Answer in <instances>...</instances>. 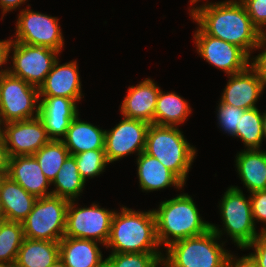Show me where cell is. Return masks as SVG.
I'll return each instance as SVG.
<instances>
[{
    "label": "cell",
    "mask_w": 266,
    "mask_h": 267,
    "mask_svg": "<svg viewBox=\"0 0 266 267\" xmlns=\"http://www.w3.org/2000/svg\"><path fill=\"white\" fill-rule=\"evenodd\" d=\"M263 113L257 108L245 110L237 127L236 138H240L245 150L261 149L263 142Z\"/></svg>",
    "instance_id": "cell-29"
},
{
    "label": "cell",
    "mask_w": 266,
    "mask_h": 267,
    "mask_svg": "<svg viewBox=\"0 0 266 267\" xmlns=\"http://www.w3.org/2000/svg\"><path fill=\"white\" fill-rule=\"evenodd\" d=\"M11 45V38L7 40H0V78L8 73L9 68H1L4 67V64H8V59L11 57L9 50Z\"/></svg>",
    "instance_id": "cell-39"
},
{
    "label": "cell",
    "mask_w": 266,
    "mask_h": 267,
    "mask_svg": "<svg viewBox=\"0 0 266 267\" xmlns=\"http://www.w3.org/2000/svg\"><path fill=\"white\" fill-rule=\"evenodd\" d=\"M68 204V200L54 195L37 198L22 222L24 237L59 242L65 235Z\"/></svg>",
    "instance_id": "cell-7"
},
{
    "label": "cell",
    "mask_w": 266,
    "mask_h": 267,
    "mask_svg": "<svg viewBox=\"0 0 266 267\" xmlns=\"http://www.w3.org/2000/svg\"><path fill=\"white\" fill-rule=\"evenodd\" d=\"M227 77L229 80L220 101L243 110L257 108L256 103L266 88L257 73L249 66L244 71Z\"/></svg>",
    "instance_id": "cell-15"
},
{
    "label": "cell",
    "mask_w": 266,
    "mask_h": 267,
    "mask_svg": "<svg viewBox=\"0 0 266 267\" xmlns=\"http://www.w3.org/2000/svg\"><path fill=\"white\" fill-rule=\"evenodd\" d=\"M6 267H18L16 264L6 265Z\"/></svg>",
    "instance_id": "cell-49"
},
{
    "label": "cell",
    "mask_w": 266,
    "mask_h": 267,
    "mask_svg": "<svg viewBox=\"0 0 266 267\" xmlns=\"http://www.w3.org/2000/svg\"><path fill=\"white\" fill-rule=\"evenodd\" d=\"M219 239L209 229L201 235L176 241L165 248L162 263L166 267H226L230 252Z\"/></svg>",
    "instance_id": "cell-5"
},
{
    "label": "cell",
    "mask_w": 266,
    "mask_h": 267,
    "mask_svg": "<svg viewBox=\"0 0 266 267\" xmlns=\"http://www.w3.org/2000/svg\"><path fill=\"white\" fill-rule=\"evenodd\" d=\"M189 103L175 91L165 92L160 89L154 113V124L178 127L187 121L192 113Z\"/></svg>",
    "instance_id": "cell-25"
},
{
    "label": "cell",
    "mask_w": 266,
    "mask_h": 267,
    "mask_svg": "<svg viewBox=\"0 0 266 267\" xmlns=\"http://www.w3.org/2000/svg\"><path fill=\"white\" fill-rule=\"evenodd\" d=\"M4 214H3V209H2V205H1V201H0V221L4 220Z\"/></svg>",
    "instance_id": "cell-46"
},
{
    "label": "cell",
    "mask_w": 266,
    "mask_h": 267,
    "mask_svg": "<svg viewBox=\"0 0 266 267\" xmlns=\"http://www.w3.org/2000/svg\"><path fill=\"white\" fill-rule=\"evenodd\" d=\"M24 7L16 21L15 39L11 41L28 45L47 46L58 52L64 47V37L59 25V19Z\"/></svg>",
    "instance_id": "cell-11"
},
{
    "label": "cell",
    "mask_w": 266,
    "mask_h": 267,
    "mask_svg": "<svg viewBox=\"0 0 266 267\" xmlns=\"http://www.w3.org/2000/svg\"><path fill=\"white\" fill-rule=\"evenodd\" d=\"M219 104L217 106V119L220 128L234 137L236 135L237 127H239L240 118L243 116V112L245 110L234 107L232 105H227L218 101Z\"/></svg>",
    "instance_id": "cell-33"
},
{
    "label": "cell",
    "mask_w": 266,
    "mask_h": 267,
    "mask_svg": "<svg viewBox=\"0 0 266 267\" xmlns=\"http://www.w3.org/2000/svg\"><path fill=\"white\" fill-rule=\"evenodd\" d=\"M100 267H111L106 261Z\"/></svg>",
    "instance_id": "cell-48"
},
{
    "label": "cell",
    "mask_w": 266,
    "mask_h": 267,
    "mask_svg": "<svg viewBox=\"0 0 266 267\" xmlns=\"http://www.w3.org/2000/svg\"><path fill=\"white\" fill-rule=\"evenodd\" d=\"M98 243L64 236L59 241V257L66 267H100L106 260Z\"/></svg>",
    "instance_id": "cell-21"
},
{
    "label": "cell",
    "mask_w": 266,
    "mask_h": 267,
    "mask_svg": "<svg viewBox=\"0 0 266 267\" xmlns=\"http://www.w3.org/2000/svg\"><path fill=\"white\" fill-rule=\"evenodd\" d=\"M115 211L105 248L111 253H162L153 210L135 211L122 206ZM162 251V252H161Z\"/></svg>",
    "instance_id": "cell-2"
},
{
    "label": "cell",
    "mask_w": 266,
    "mask_h": 267,
    "mask_svg": "<svg viewBox=\"0 0 266 267\" xmlns=\"http://www.w3.org/2000/svg\"><path fill=\"white\" fill-rule=\"evenodd\" d=\"M156 219V234L160 246L189 237L198 236L210 229V223L203 220L192 196L180 193L176 197L160 202L153 209Z\"/></svg>",
    "instance_id": "cell-3"
},
{
    "label": "cell",
    "mask_w": 266,
    "mask_h": 267,
    "mask_svg": "<svg viewBox=\"0 0 266 267\" xmlns=\"http://www.w3.org/2000/svg\"><path fill=\"white\" fill-rule=\"evenodd\" d=\"M263 50L255 57L250 58V67L257 73L259 79L266 86V35L261 34L258 43L256 44L255 50Z\"/></svg>",
    "instance_id": "cell-36"
},
{
    "label": "cell",
    "mask_w": 266,
    "mask_h": 267,
    "mask_svg": "<svg viewBox=\"0 0 266 267\" xmlns=\"http://www.w3.org/2000/svg\"><path fill=\"white\" fill-rule=\"evenodd\" d=\"M76 60L60 65L59 58L38 88L39 97H66L76 102L83 97Z\"/></svg>",
    "instance_id": "cell-16"
},
{
    "label": "cell",
    "mask_w": 266,
    "mask_h": 267,
    "mask_svg": "<svg viewBox=\"0 0 266 267\" xmlns=\"http://www.w3.org/2000/svg\"><path fill=\"white\" fill-rule=\"evenodd\" d=\"M185 138L179 127L150 124L144 152L157 158L184 184L197 156V149Z\"/></svg>",
    "instance_id": "cell-4"
},
{
    "label": "cell",
    "mask_w": 266,
    "mask_h": 267,
    "mask_svg": "<svg viewBox=\"0 0 266 267\" xmlns=\"http://www.w3.org/2000/svg\"><path fill=\"white\" fill-rule=\"evenodd\" d=\"M11 51L12 65L8 67V72L38 88L51 71L60 53L47 46L28 45L15 41H11L9 53Z\"/></svg>",
    "instance_id": "cell-10"
},
{
    "label": "cell",
    "mask_w": 266,
    "mask_h": 267,
    "mask_svg": "<svg viewBox=\"0 0 266 267\" xmlns=\"http://www.w3.org/2000/svg\"><path fill=\"white\" fill-rule=\"evenodd\" d=\"M62 141L70 155L88 150L104 149L105 129L98 128L90 122L82 121L78 114L72 120Z\"/></svg>",
    "instance_id": "cell-24"
},
{
    "label": "cell",
    "mask_w": 266,
    "mask_h": 267,
    "mask_svg": "<svg viewBox=\"0 0 266 267\" xmlns=\"http://www.w3.org/2000/svg\"><path fill=\"white\" fill-rule=\"evenodd\" d=\"M137 176L142 192H153L167 187L182 190L184 183L157 158L144 151L136 158Z\"/></svg>",
    "instance_id": "cell-20"
},
{
    "label": "cell",
    "mask_w": 266,
    "mask_h": 267,
    "mask_svg": "<svg viewBox=\"0 0 266 267\" xmlns=\"http://www.w3.org/2000/svg\"><path fill=\"white\" fill-rule=\"evenodd\" d=\"M36 199L9 176L3 180L0 201L5 220L22 223L32 211Z\"/></svg>",
    "instance_id": "cell-23"
},
{
    "label": "cell",
    "mask_w": 266,
    "mask_h": 267,
    "mask_svg": "<svg viewBox=\"0 0 266 267\" xmlns=\"http://www.w3.org/2000/svg\"><path fill=\"white\" fill-rule=\"evenodd\" d=\"M59 258V242L24 238L15 264L18 267H49Z\"/></svg>",
    "instance_id": "cell-26"
},
{
    "label": "cell",
    "mask_w": 266,
    "mask_h": 267,
    "mask_svg": "<svg viewBox=\"0 0 266 267\" xmlns=\"http://www.w3.org/2000/svg\"><path fill=\"white\" fill-rule=\"evenodd\" d=\"M240 1L245 6L253 25L261 32V34H264L266 32V0Z\"/></svg>",
    "instance_id": "cell-34"
},
{
    "label": "cell",
    "mask_w": 266,
    "mask_h": 267,
    "mask_svg": "<svg viewBox=\"0 0 266 267\" xmlns=\"http://www.w3.org/2000/svg\"><path fill=\"white\" fill-rule=\"evenodd\" d=\"M238 186H230L219 202V211L224 228L210 223V229L220 238L223 234L230 237L239 249L244 250L259 235L257 232L250 197H245ZM224 229V230H223Z\"/></svg>",
    "instance_id": "cell-6"
},
{
    "label": "cell",
    "mask_w": 266,
    "mask_h": 267,
    "mask_svg": "<svg viewBox=\"0 0 266 267\" xmlns=\"http://www.w3.org/2000/svg\"><path fill=\"white\" fill-rule=\"evenodd\" d=\"M7 176L36 198L52 195V190L48 189L51 182L43 174L34 155L11 157Z\"/></svg>",
    "instance_id": "cell-19"
},
{
    "label": "cell",
    "mask_w": 266,
    "mask_h": 267,
    "mask_svg": "<svg viewBox=\"0 0 266 267\" xmlns=\"http://www.w3.org/2000/svg\"><path fill=\"white\" fill-rule=\"evenodd\" d=\"M39 92L9 72L0 78V119L5 123L38 117Z\"/></svg>",
    "instance_id": "cell-8"
},
{
    "label": "cell",
    "mask_w": 266,
    "mask_h": 267,
    "mask_svg": "<svg viewBox=\"0 0 266 267\" xmlns=\"http://www.w3.org/2000/svg\"><path fill=\"white\" fill-rule=\"evenodd\" d=\"M160 89L150 78L140 81L136 86H129L128 94L120 106L121 115L154 124V113Z\"/></svg>",
    "instance_id": "cell-18"
},
{
    "label": "cell",
    "mask_w": 266,
    "mask_h": 267,
    "mask_svg": "<svg viewBox=\"0 0 266 267\" xmlns=\"http://www.w3.org/2000/svg\"><path fill=\"white\" fill-rule=\"evenodd\" d=\"M3 139L10 158L34 155L51 140L39 117L5 123Z\"/></svg>",
    "instance_id": "cell-14"
},
{
    "label": "cell",
    "mask_w": 266,
    "mask_h": 267,
    "mask_svg": "<svg viewBox=\"0 0 266 267\" xmlns=\"http://www.w3.org/2000/svg\"><path fill=\"white\" fill-rule=\"evenodd\" d=\"M112 129L105 130V147L107 161L112 163L136 153L138 156L145 150L147 122L122 116Z\"/></svg>",
    "instance_id": "cell-13"
},
{
    "label": "cell",
    "mask_w": 266,
    "mask_h": 267,
    "mask_svg": "<svg viewBox=\"0 0 266 267\" xmlns=\"http://www.w3.org/2000/svg\"><path fill=\"white\" fill-rule=\"evenodd\" d=\"M24 238L22 223L5 219L0 221V264H15Z\"/></svg>",
    "instance_id": "cell-28"
},
{
    "label": "cell",
    "mask_w": 266,
    "mask_h": 267,
    "mask_svg": "<svg viewBox=\"0 0 266 267\" xmlns=\"http://www.w3.org/2000/svg\"><path fill=\"white\" fill-rule=\"evenodd\" d=\"M262 131H263V139L266 141V111L263 112Z\"/></svg>",
    "instance_id": "cell-42"
},
{
    "label": "cell",
    "mask_w": 266,
    "mask_h": 267,
    "mask_svg": "<svg viewBox=\"0 0 266 267\" xmlns=\"http://www.w3.org/2000/svg\"><path fill=\"white\" fill-rule=\"evenodd\" d=\"M189 15L207 34L243 49L250 57L261 32L253 25L240 0H225L192 6Z\"/></svg>",
    "instance_id": "cell-1"
},
{
    "label": "cell",
    "mask_w": 266,
    "mask_h": 267,
    "mask_svg": "<svg viewBox=\"0 0 266 267\" xmlns=\"http://www.w3.org/2000/svg\"><path fill=\"white\" fill-rule=\"evenodd\" d=\"M161 267H166L163 263L160 264Z\"/></svg>",
    "instance_id": "cell-50"
},
{
    "label": "cell",
    "mask_w": 266,
    "mask_h": 267,
    "mask_svg": "<svg viewBox=\"0 0 266 267\" xmlns=\"http://www.w3.org/2000/svg\"><path fill=\"white\" fill-rule=\"evenodd\" d=\"M70 155L62 140H50L35 154L43 174L52 182Z\"/></svg>",
    "instance_id": "cell-30"
},
{
    "label": "cell",
    "mask_w": 266,
    "mask_h": 267,
    "mask_svg": "<svg viewBox=\"0 0 266 267\" xmlns=\"http://www.w3.org/2000/svg\"><path fill=\"white\" fill-rule=\"evenodd\" d=\"M249 197L255 225L257 222L263 223L260 231H266V190L250 193Z\"/></svg>",
    "instance_id": "cell-35"
},
{
    "label": "cell",
    "mask_w": 266,
    "mask_h": 267,
    "mask_svg": "<svg viewBox=\"0 0 266 267\" xmlns=\"http://www.w3.org/2000/svg\"><path fill=\"white\" fill-rule=\"evenodd\" d=\"M73 156L77 162L78 171L85 181L105 172L109 164L104 149L88 150Z\"/></svg>",
    "instance_id": "cell-31"
},
{
    "label": "cell",
    "mask_w": 266,
    "mask_h": 267,
    "mask_svg": "<svg viewBox=\"0 0 266 267\" xmlns=\"http://www.w3.org/2000/svg\"><path fill=\"white\" fill-rule=\"evenodd\" d=\"M49 267H66L63 260L59 257L57 260Z\"/></svg>",
    "instance_id": "cell-43"
},
{
    "label": "cell",
    "mask_w": 266,
    "mask_h": 267,
    "mask_svg": "<svg viewBox=\"0 0 266 267\" xmlns=\"http://www.w3.org/2000/svg\"><path fill=\"white\" fill-rule=\"evenodd\" d=\"M193 36L197 54L227 75L240 73L250 66L251 57L238 46L207 35L199 26Z\"/></svg>",
    "instance_id": "cell-12"
},
{
    "label": "cell",
    "mask_w": 266,
    "mask_h": 267,
    "mask_svg": "<svg viewBox=\"0 0 266 267\" xmlns=\"http://www.w3.org/2000/svg\"><path fill=\"white\" fill-rule=\"evenodd\" d=\"M226 267H258V265L249 254L247 256L243 255L242 257H237L230 253Z\"/></svg>",
    "instance_id": "cell-38"
},
{
    "label": "cell",
    "mask_w": 266,
    "mask_h": 267,
    "mask_svg": "<svg viewBox=\"0 0 266 267\" xmlns=\"http://www.w3.org/2000/svg\"><path fill=\"white\" fill-rule=\"evenodd\" d=\"M3 134H4V123L0 119V141L3 140Z\"/></svg>",
    "instance_id": "cell-44"
},
{
    "label": "cell",
    "mask_w": 266,
    "mask_h": 267,
    "mask_svg": "<svg viewBox=\"0 0 266 267\" xmlns=\"http://www.w3.org/2000/svg\"><path fill=\"white\" fill-rule=\"evenodd\" d=\"M7 173H8V171H0V188H1V184H2L3 180L7 176Z\"/></svg>",
    "instance_id": "cell-45"
},
{
    "label": "cell",
    "mask_w": 266,
    "mask_h": 267,
    "mask_svg": "<svg viewBox=\"0 0 266 267\" xmlns=\"http://www.w3.org/2000/svg\"><path fill=\"white\" fill-rule=\"evenodd\" d=\"M85 183L86 181L78 171L74 156L69 155L51 182V185L55 187L54 190L52 189V195L74 201L83 193Z\"/></svg>",
    "instance_id": "cell-27"
},
{
    "label": "cell",
    "mask_w": 266,
    "mask_h": 267,
    "mask_svg": "<svg viewBox=\"0 0 266 267\" xmlns=\"http://www.w3.org/2000/svg\"><path fill=\"white\" fill-rule=\"evenodd\" d=\"M235 158L237 173L249 193L266 190V150L244 149Z\"/></svg>",
    "instance_id": "cell-22"
},
{
    "label": "cell",
    "mask_w": 266,
    "mask_h": 267,
    "mask_svg": "<svg viewBox=\"0 0 266 267\" xmlns=\"http://www.w3.org/2000/svg\"><path fill=\"white\" fill-rule=\"evenodd\" d=\"M9 159L10 156L7 151V147L4 139L0 141V171L9 170Z\"/></svg>",
    "instance_id": "cell-41"
},
{
    "label": "cell",
    "mask_w": 266,
    "mask_h": 267,
    "mask_svg": "<svg viewBox=\"0 0 266 267\" xmlns=\"http://www.w3.org/2000/svg\"><path fill=\"white\" fill-rule=\"evenodd\" d=\"M164 253H111L106 262L111 267H158Z\"/></svg>",
    "instance_id": "cell-32"
},
{
    "label": "cell",
    "mask_w": 266,
    "mask_h": 267,
    "mask_svg": "<svg viewBox=\"0 0 266 267\" xmlns=\"http://www.w3.org/2000/svg\"><path fill=\"white\" fill-rule=\"evenodd\" d=\"M75 100L66 97H39L38 117L51 140H62L79 114Z\"/></svg>",
    "instance_id": "cell-17"
},
{
    "label": "cell",
    "mask_w": 266,
    "mask_h": 267,
    "mask_svg": "<svg viewBox=\"0 0 266 267\" xmlns=\"http://www.w3.org/2000/svg\"><path fill=\"white\" fill-rule=\"evenodd\" d=\"M190 2V5H194L195 7L197 6V3L200 2V0H191L189 1Z\"/></svg>",
    "instance_id": "cell-47"
},
{
    "label": "cell",
    "mask_w": 266,
    "mask_h": 267,
    "mask_svg": "<svg viewBox=\"0 0 266 267\" xmlns=\"http://www.w3.org/2000/svg\"><path fill=\"white\" fill-rule=\"evenodd\" d=\"M27 0H0V9L2 10V20L4 15L12 10L18 9ZM6 13V14H5Z\"/></svg>",
    "instance_id": "cell-40"
},
{
    "label": "cell",
    "mask_w": 266,
    "mask_h": 267,
    "mask_svg": "<svg viewBox=\"0 0 266 267\" xmlns=\"http://www.w3.org/2000/svg\"><path fill=\"white\" fill-rule=\"evenodd\" d=\"M76 201H69L64 236L94 240L105 246L116 210L100 207L94 202L90 207H78Z\"/></svg>",
    "instance_id": "cell-9"
},
{
    "label": "cell",
    "mask_w": 266,
    "mask_h": 267,
    "mask_svg": "<svg viewBox=\"0 0 266 267\" xmlns=\"http://www.w3.org/2000/svg\"><path fill=\"white\" fill-rule=\"evenodd\" d=\"M246 249H252L254 252L249 253L258 267H266V231H260L254 241Z\"/></svg>",
    "instance_id": "cell-37"
}]
</instances>
